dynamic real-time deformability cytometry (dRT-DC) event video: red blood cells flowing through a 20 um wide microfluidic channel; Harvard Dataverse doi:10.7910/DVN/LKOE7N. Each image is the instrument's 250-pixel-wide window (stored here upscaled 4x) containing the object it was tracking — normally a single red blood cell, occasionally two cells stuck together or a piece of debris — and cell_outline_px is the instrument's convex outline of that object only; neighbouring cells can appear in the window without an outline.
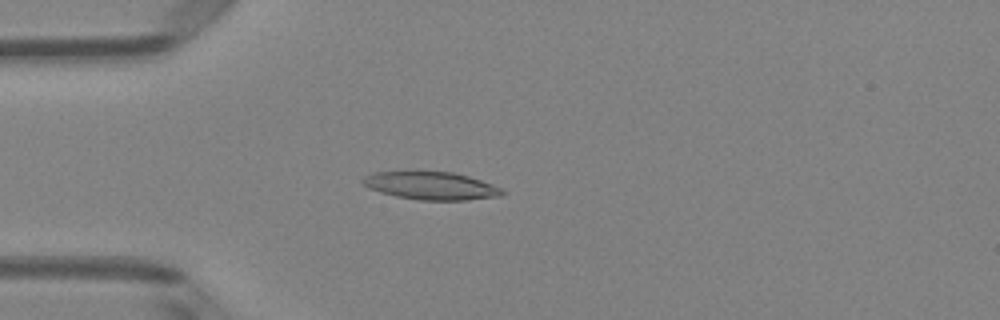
{"species": "Egyptian fruit bat (a non-hibernating species)", "species_latin": "Rousettus aegyptiacus", "temperature_condition": "room temperature", "stored_images_in_passage": 49, "camera_frame_rate_fps": 3000, "um_per_image_px": 0.085, "animal": {"sex": "female"}, "frame": {"image": 1, "passage_image": 13, "time_ms": 4.0, "image_size_px": [1000, 320], "cell_outline_px": [[504, 192], [500, 196], [468, 200], [420, 200], [396, 196], [380, 192], [368, 188], [360, 180], [364, 176], [372, 172], [404, 168], [416, 168], [452, 172], [468, 176], [504, 188]], "centroid_in_image_um": [36.55, 15.72], "position_along_channel_um": 48.5, "area_um2": 23.87}}
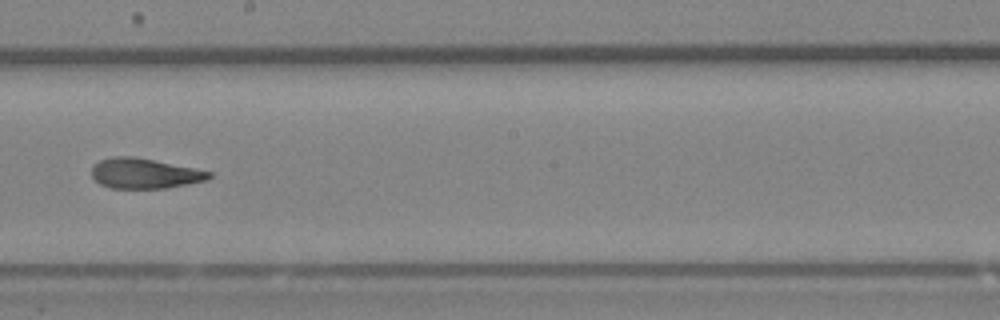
{"frame": {"image": 2, "passage_image": 28, "time_ms": 9.0, "image_size_px": [1000, 320], "cell_outline_px": [[212, 176], [208, 180], [168, 188], [108, 188], [100, 184], [92, 176], [92, 164], [100, 160], [112, 156], [132, 156], [212, 172]], "centroid_in_image_um": [12.26, 14.75], "position_along_channel_um": 235.9, "area_um2": 20.58}}
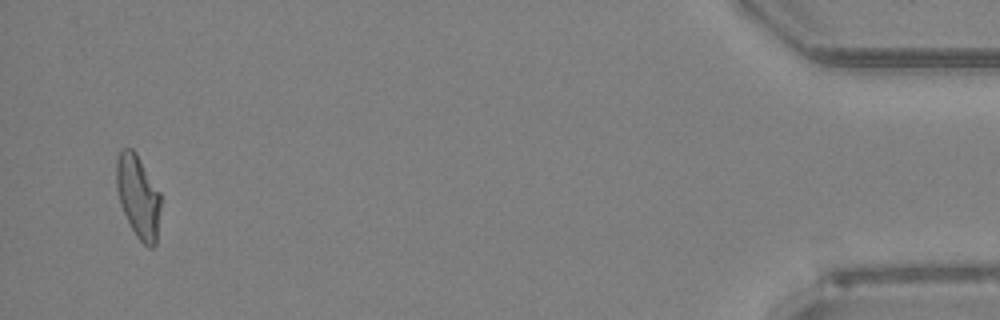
{"frame": {"image": 3, "passage_image": 48, "time_ms": 15.667, "image_size_px": [1000, 320], "cell_outline_px": [[160, 208], [156, 244], [152, 248], [148, 248], [136, 236], [120, 204], [116, 188], [116, 160], [120, 152], [124, 148], [132, 148], [136, 152], [160, 192]], "centroid_in_image_um": [11.74, 16.69], "position_along_channel_um": 423.5, "area_um2": 21.33}, "authors_computed_cell_mechanics": {"area_um2": 21.7906, "velocity_mm_per_s": 4.0399, "shape_relaxation_time_tau1_ms": 7.3702, "shape_relaxation_time_tau2_ms": 2.6642, "deformation_change_tau1": 0.2024, "deformation_change_tau2": 0.1157}}